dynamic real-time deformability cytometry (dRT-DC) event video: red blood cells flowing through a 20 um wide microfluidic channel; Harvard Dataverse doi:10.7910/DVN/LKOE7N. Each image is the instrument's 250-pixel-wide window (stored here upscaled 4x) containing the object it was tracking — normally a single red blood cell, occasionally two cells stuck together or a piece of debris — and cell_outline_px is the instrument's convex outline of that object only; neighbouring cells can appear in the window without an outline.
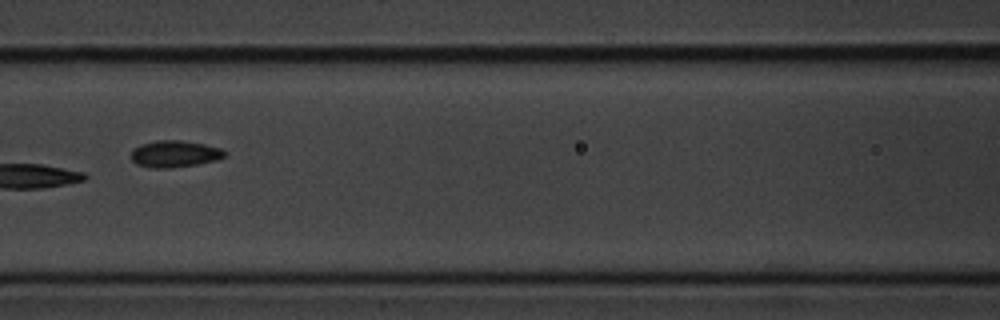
{"species": "common noctule bat (a hibernating species)", "species_latin": "Nyctalus noctula", "temperature_condition": "cold", "stored_images_in_passage": 7, "camera_frame_rate_fps": 3000, "um_per_image_px": 0.085, "animal": {"sex": "male", "body_mass_g": 20.1, "forearm_length_mm": 53.5}, "frame": {"image": 1, "passage_image": 7, "time_ms": 2.0, "image_size_px": [1000, 320], "cell_outline_px": [[228, 152], [224, 156], [216, 160], [196, 164], [168, 168], [156, 168], [136, 164], [128, 156], [132, 148], [140, 144], [156, 140], [180, 140], [204, 144], [220, 148]], "centroid_in_image_um": [14.79, 13.07], "position_along_channel_um": 151.8, "area_um2": 14.68}}